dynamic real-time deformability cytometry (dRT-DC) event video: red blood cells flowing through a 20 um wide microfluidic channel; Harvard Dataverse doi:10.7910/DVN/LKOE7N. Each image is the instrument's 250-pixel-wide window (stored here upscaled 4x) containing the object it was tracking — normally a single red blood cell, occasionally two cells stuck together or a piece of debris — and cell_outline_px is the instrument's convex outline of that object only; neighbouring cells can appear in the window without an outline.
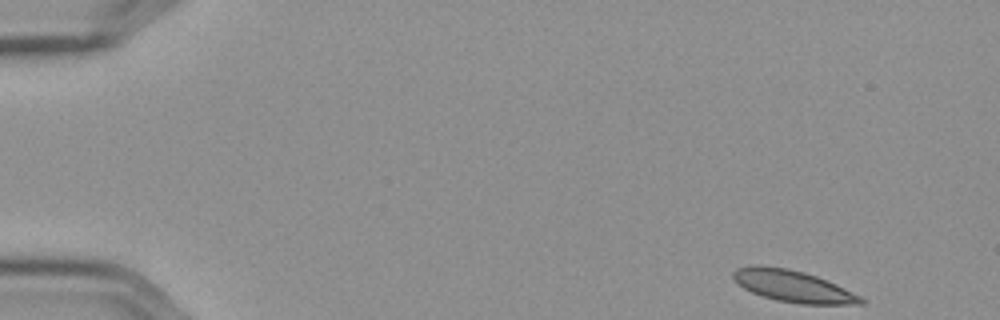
{"species": "Egyptian fruit bat (a non-hibernating species)", "species_latin": "Rousettus aegyptiacus", "temperature_condition": "cold", "stored_images_in_passage": 53, "camera_frame_rate_fps": 3000, "um_per_image_px": 0.085, "frame": {"image": 1, "passage_image": 1, "time_ms": 0.0, "image_size_px": [1000, 320], "cell_outline_px": [[868, 300], [864, 304], [800, 304], [776, 300], [752, 292], [744, 288], [732, 276], [732, 272], [736, 268], [752, 264], [756, 264], [788, 268], [804, 272], [816, 276], [836, 284]], "centroid_in_image_um": [67.41, 24.31], "position_along_channel_um": 17.6, "area_um2": 23.58}}
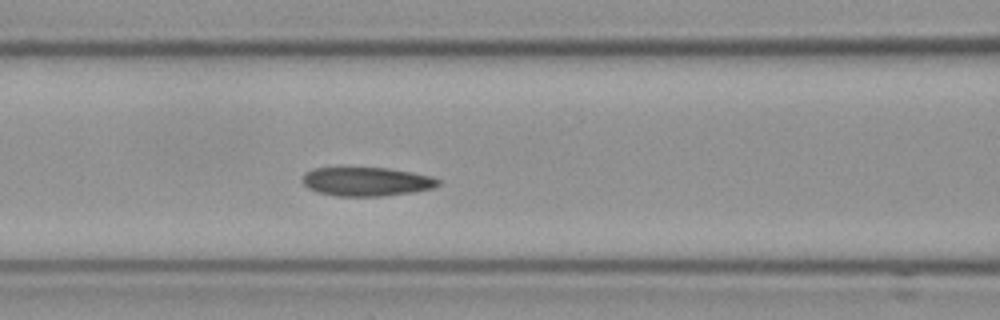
{"frame": {"image": 2, "passage_image": 21, "time_ms": 6.667, "image_size_px": [1000, 320], "cell_outline_px": [[440, 184], [432, 188], [412, 192], [380, 196], [336, 196], [316, 192], [308, 188], [304, 184], [304, 172], [312, 168], [340, 164], [388, 168], [412, 172], [432, 176], [440, 180]], "centroid_in_image_um": [31.07, 15.37], "position_along_channel_um": 135.5, "area_um2": 23.87}}
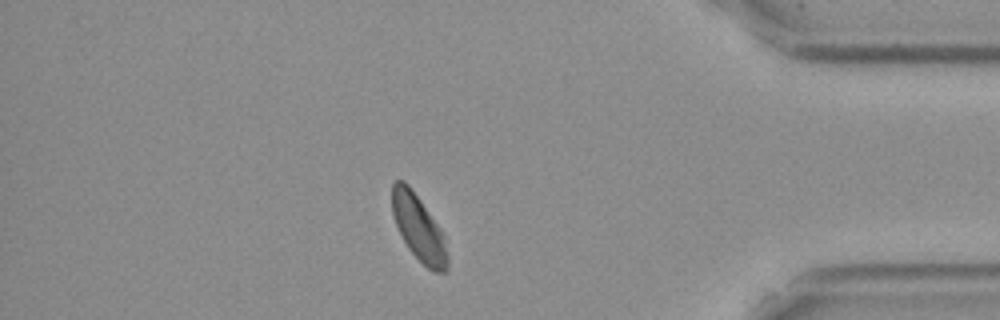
{"frame": {"image": 3, "passage_image": 46, "time_ms": 15.0, "image_size_px": [1000, 320], "cell_outline_px": [[448, 268], [444, 272], [432, 272], [408, 248], [396, 224], [392, 212], [392, 184], [396, 180], [404, 180], [408, 184], [420, 200], [440, 228], [444, 236], [448, 256]], "centroid_in_image_um": [35.59, 19.38], "position_along_channel_um": 399.6, "area_um2": 20.92}, "authors_computed_cell_mechanics": {"area_um2": 22.7154, "velocity_mm_per_s": 3.5384, "shape_relaxation_time_tau1_ms": null, "shape_relaxation_time_tau2_ms": 6.1566, "deformation_change_tau1": null, "deformation_change_tau2": 0.0817}}